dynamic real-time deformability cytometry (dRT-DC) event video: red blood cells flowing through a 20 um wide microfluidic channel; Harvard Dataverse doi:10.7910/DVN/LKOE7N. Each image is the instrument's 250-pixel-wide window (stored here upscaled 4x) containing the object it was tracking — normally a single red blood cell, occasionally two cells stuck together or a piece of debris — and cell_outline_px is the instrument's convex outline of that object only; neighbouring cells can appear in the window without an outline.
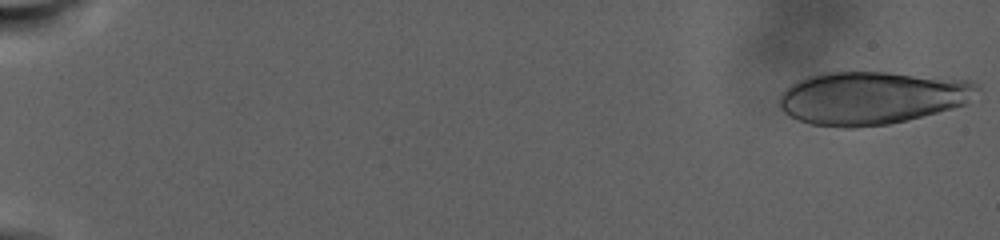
{"species": "human", "species_latin": "Homo sapiens", "temperature_condition": "warm", "stored_images_in_passage": 21, "camera_frame_rate_fps": 3000, "um_per_image_px": 0.085, "donor": {"sex": "male"}, "frame": {"image": 1, "passage_image": 1, "time_ms": 0.0, "image_size_px": [1000, 240], "cell_outline_px": [[980, 88], [968, 104], [908, 120], [888, 124], [856, 128], [840, 128], [812, 124], [788, 116], [776, 104], [780, 92], [796, 80], [808, 76], [824, 72], [888, 72], [968, 80], [976, 84]], "centroid_in_image_um": [74.06, 8.32], "position_along_channel_um": 10.9, "area_um2": 61.73}}
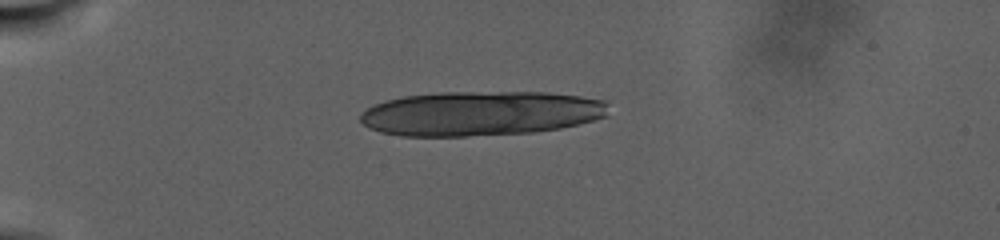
{"frame": {"image": 2, "passage_image": 15, "time_ms": 8.667, "image_size_px": [1000, 240], "cell_outline_px": [[608, 116], [560, 128], [532, 132], [468, 136], [400, 136], [380, 132], [368, 128], [360, 120], [360, 116], [372, 104], [384, 100], [404, 96], [440, 92], [548, 92], [580, 96], [604, 100], [608, 104]], "centroid_in_image_um": [40.84, 9.63], "position_along_channel_um": 44.2, "area_um2": 64.74}}